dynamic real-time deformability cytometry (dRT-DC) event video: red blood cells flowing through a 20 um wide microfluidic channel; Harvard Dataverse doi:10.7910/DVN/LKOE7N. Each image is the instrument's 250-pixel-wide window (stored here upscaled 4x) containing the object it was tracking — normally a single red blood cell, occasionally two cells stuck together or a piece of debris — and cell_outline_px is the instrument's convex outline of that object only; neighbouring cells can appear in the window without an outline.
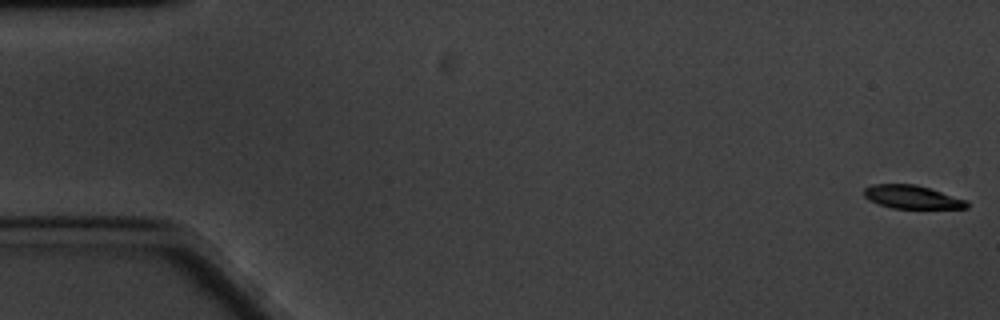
{"species": "common noctule bat (a hibernating species)", "species_latin": "Nyctalus noctula", "temperature_condition": "cold", "stored_images_in_passage": 62, "segment_of_instrument_passage": [1, 2], "camera_frame_rate_fps": 3000, "um_per_image_px": 0.085, "animal": {"sex": "male", "body_mass_g": 20.1, "forearm_length_mm": 53.5}, "frame": {"image": 1, "passage_image": 1, "time_ms": 0.0, "image_size_px": [1000, 320], "cell_outline_px": [[968, 208], [892, 208], [868, 200], [864, 196], [864, 188], [872, 184], [916, 184], [968, 200]], "centroid_in_image_um": [77.52, 16.74], "position_along_channel_um": 7.5, "area_um2": 13.93}}
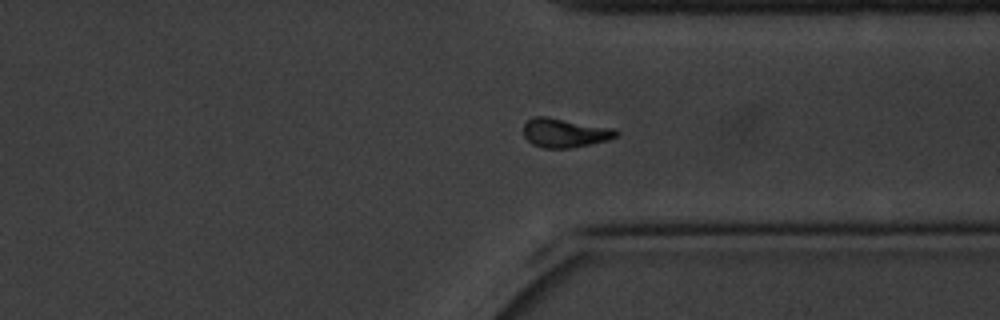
{"frame": {"image": 2, "passage_image": 46, "time_ms": 15.0, "image_size_px": [1000, 320], "cell_outline_px": [[620, 132], [616, 136], [608, 140], [572, 148], [544, 148], [532, 144], [524, 136], [524, 124], [532, 116], [548, 116], [616, 128]], "centroid_in_image_um": [48.03, 11.28], "position_along_channel_um": 363.4, "area_um2": 15.95}}
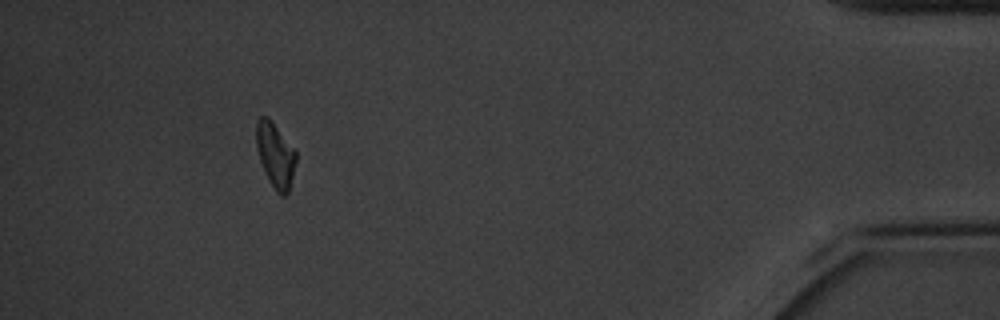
{"frame": {"image": 3, "passage_image": 56, "time_ms": 18.333, "image_size_px": [1000, 320], "cell_outline_px": [[296, 160], [288, 192], [284, 196], [280, 196], [276, 192], [260, 160], [256, 148], [256, 120], [260, 116], [268, 116], [296, 152]], "centroid_in_image_um": [23.39, 13.14], "position_along_channel_um": 411.8, "area_um2": 14.62}}